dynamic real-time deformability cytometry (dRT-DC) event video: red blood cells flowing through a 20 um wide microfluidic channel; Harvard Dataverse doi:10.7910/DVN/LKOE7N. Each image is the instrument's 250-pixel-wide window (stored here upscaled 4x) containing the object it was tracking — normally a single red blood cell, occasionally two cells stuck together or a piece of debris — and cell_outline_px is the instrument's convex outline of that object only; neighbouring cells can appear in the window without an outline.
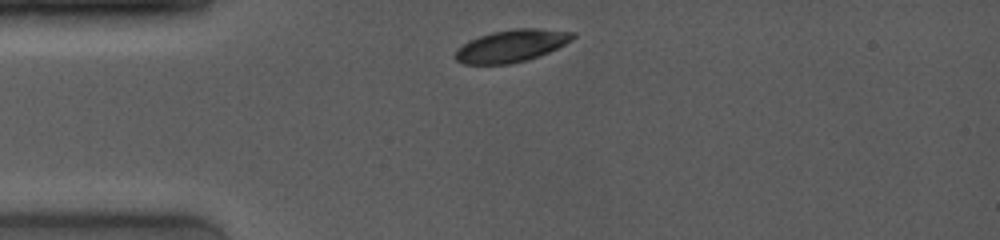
{"species": "common noctule bat (a hibernating species)", "species_latin": "Nyctalus noctula", "temperature_condition": "room temperature", "stored_images_in_passage": 2, "camera_frame_rate_fps": 4000, "um_per_image_px": 0.085, "animal": {"sex": "female", "body_mass_g": 19.0, "forearm_length_mm": 53.3}, "frame": {"image": 1, "passage_image": 1, "time_ms": 0.0, "image_size_px": [1000, 240], "cell_outline_px": [[576, 36], [572, 40], [540, 56], [528, 60], [512, 64], [464, 64], [456, 60], [452, 56], [456, 48], [468, 40], [492, 32], [512, 28], [536, 28], [576, 32]], "centroid_in_image_um": [43.44, 3.9], "position_along_channel_um": 41.6, "area_um2": 22.43}}